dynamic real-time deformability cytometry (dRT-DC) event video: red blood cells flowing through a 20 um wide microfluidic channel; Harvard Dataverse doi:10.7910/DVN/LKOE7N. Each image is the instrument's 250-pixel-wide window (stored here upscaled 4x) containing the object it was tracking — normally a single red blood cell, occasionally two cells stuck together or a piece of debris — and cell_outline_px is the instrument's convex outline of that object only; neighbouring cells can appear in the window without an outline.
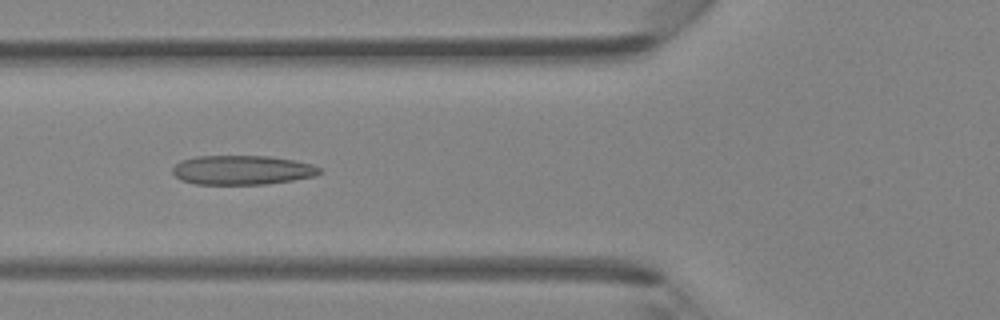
{"species": "Egyptian fruit bat (a non-hibernating species)", "species_latin": "Rousettus aegyptiacus", "temperature_condition": "room temperature", "stored_images_in_passage": 34, "camera_frame_rate_fps": 3000, "um_per_image_px": 0.085, "animal": {"sex": "female"}, "frame": {"image": 1, "passage_image": 6, "time_ms": 1.667, "image_size_px": [1000, 320], "cell_outline_px": [[320, 172], [316, 176], [292, 180], [264, 184], [196, 184], [180, 180], [172, 172], [172, 168], [180, 160], [196, 156], [272, 156], [296, 160], [312, 164], [320, 168]], "centroid_in_image_um": [20.57, 14.44], "position_along_channel_um": 105.2, "area_um2": 25.2}}
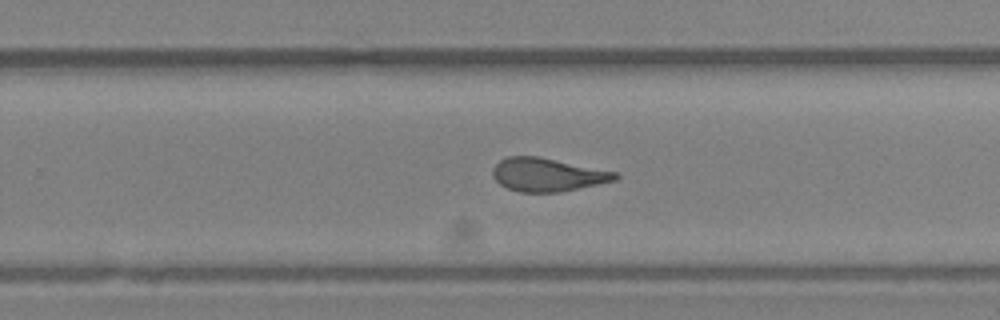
{"frame": {"image": 2, "passage_image": 18, "time_ms": 5.667, "image_size_px": [1000, 320], "cell_outline_px": [[620, 176], [616, 180], [560, 192], [520, 192], [508, 188], [500, 184], [492, 176], [492, 168], [500, 160], [508, 156], [540, 156], [616, 172]], "centroid_in_image_um": [46.52, 14.84], "position_along_channel_um": 283.3, "area_um2": 23.76}}
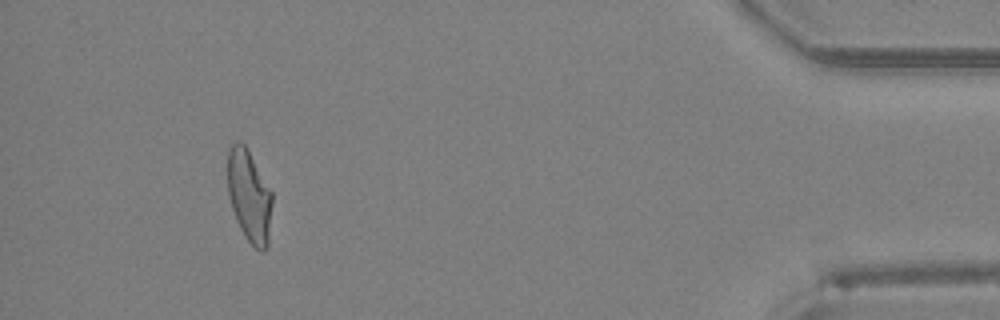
{"frame": {"image": 3, "passage_image": 31, "time_ms": 10.0, "image_size_px": [1000, 320], "cell_outline_px": [[272, 204], [268, 248], [264, 252], [260, 252], [244, 236], [236, 220], [232, 208], [228, 192], [228, 148], [236, 140], [240, 140], [248, 148], [272, 192]], "centroid_in_image_um": [21.2, 16.65], "position_along_channel_um": 414.0, "area_um2": 24.22}}